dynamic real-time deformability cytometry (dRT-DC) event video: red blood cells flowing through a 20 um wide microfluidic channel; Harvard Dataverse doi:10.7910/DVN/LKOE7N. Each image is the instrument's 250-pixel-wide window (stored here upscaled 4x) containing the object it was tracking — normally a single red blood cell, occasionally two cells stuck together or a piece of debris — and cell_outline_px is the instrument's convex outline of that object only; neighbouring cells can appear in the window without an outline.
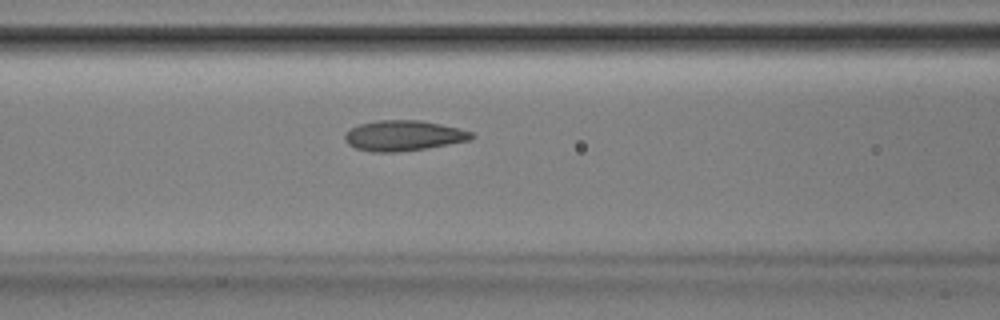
{"species": "Egyptian fruit bat (a non-hibernating species)", "species_latin": "Rousettus aegyptiacus", "temperature_condition": "room temperature", "stored_images_in_passage": 46, "camera_frame_rate_fps": 3000, "um_per_image_px": 0.085, "animal": {"sex": "male"}, "frame": {"image": 1, "passage_image": 16, "time_ms": 5.0, "image_size_px": [1000, 320], "cell_outline_px": [[476, 136], [472, 140], [400, 152], [372, 152], [356, 148], [348, 144], [344, 140], [344, 136], [352, 128], [360, 124], [376, 120], [420, 120], [460, 128], [472, 132]], "centroid_in_image_um": [34.32, 11.53], "position_along_channel_um": 132.3, "area_um2": 22.43}}
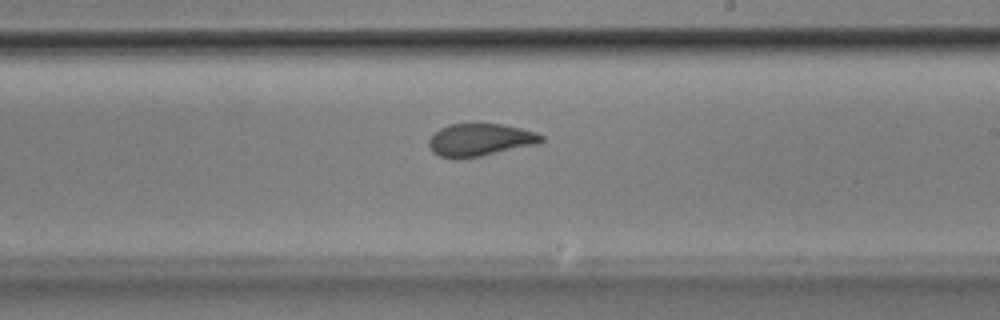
{"frame": {"image": 2, "passage_image": 25, "time_ms": 8.0, "image_size_px": [1000, 320], "cell_outline_px": [[544, 140], [540, 144], [480, 156], [440, 156], [432, 152], [428, 144], [428, 140], [432, 132], [448, 124], [504, 124], [536, 132], [544, 136]], "centroid_in_image_um": [40.84, 11.86], "position_along_channel_um": 248.2, "area_um2": 21.15}}
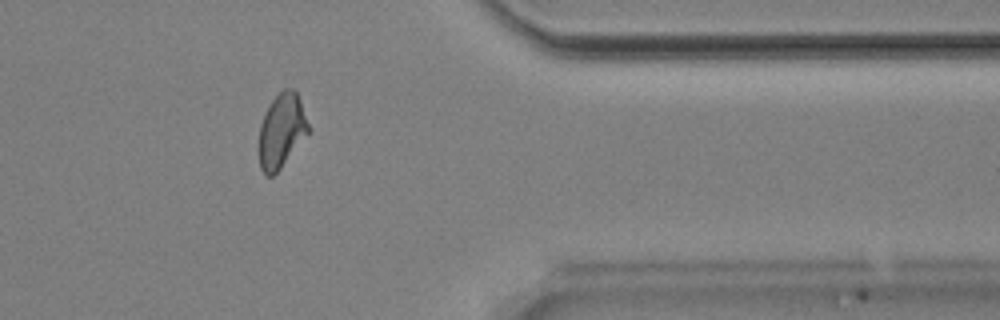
{"frame": {"image": 3, "passage_image": 37, "time_ms": 12.0, "image_size_px": [1000, 320], "cell_outline_px": [[312, 128], [280, 168], [272, 176], [268, 176], [260, 168], [260, 124], [272, 100], [284, 88], [292, 88], [296, 92], [300, 100]], "centroid_in_image_um": [23.97, 11.08], "position_along_channel_um": 387.4, "area_um2": 20.98}, "authors_computed_cell_mechanics": {"area_um2": 21.8484, "velocity_mm_per_s": 3.8741, "shape_relaxation_time_tau1_ms": 4.437, "shape_relaxation_time_tau2_ms": 1.2732, "deformation_change_tau1": 0.1499, "deformation_change_tau2": 0.0619}}